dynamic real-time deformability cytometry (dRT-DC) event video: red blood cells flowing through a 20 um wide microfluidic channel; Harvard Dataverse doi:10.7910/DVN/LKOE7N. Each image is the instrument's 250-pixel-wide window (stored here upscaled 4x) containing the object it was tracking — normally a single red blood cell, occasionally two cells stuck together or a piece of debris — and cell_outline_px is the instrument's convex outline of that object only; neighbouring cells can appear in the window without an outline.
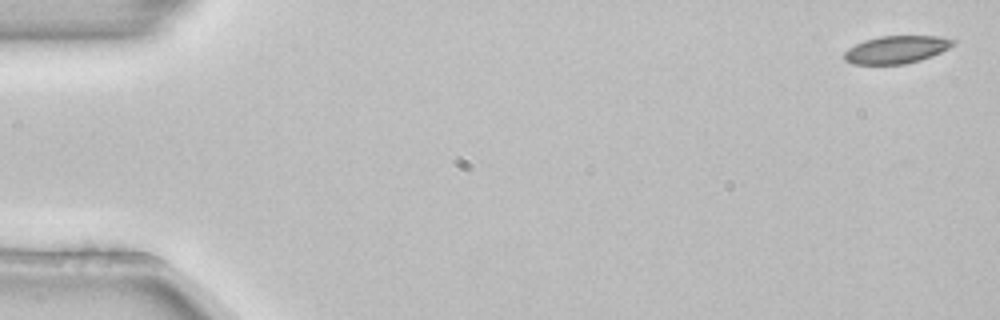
{"species": "common noctule bat (a hibernating species)", "species_latin": "Nyctalus noctula", "temperature_condition": "room temperature", "stored_images_in_passage": 5, "camera_frame_rate_fps": 3000, "um_per_image_px": 0.085, "animal": {"sex": "female", "body_mass_g": 22.7, "forearm_length_mm": 54.2}, "frame": {"image": 1, "passage_image": 1, "time_ms": 0.0, "image_size_px": [1000, 320], "cell_outline_px": [[956, 44], [932, 56], [920, 60], [904, 64], [852, 64], [844, 60], [844, 52], [848, 48], [864, 40], [880, 36], [940, 36], [956, 40]], "centroid_in_image_um": [76.2, 4.21], "position_along_channel_um": 8.8, "area_um2": 17.57}}
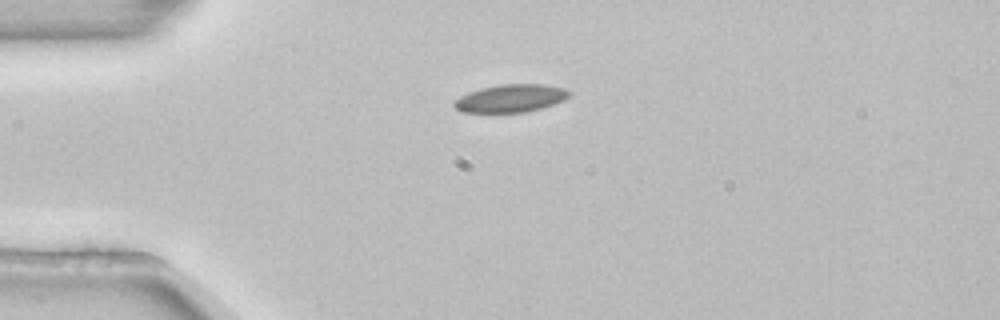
{"frame": {"image": 2, "passage_image": 3, "time_ms": 0.667, "image_size_px": [1000, 320], "cell_outline_px": [[572, 92], [564, 100], [540, 108], [524, 112], [460, 112], [452, 104], [460, 96], [468, 92], [480, 88], [500, 84], [544, 84], [564, 88]], "centroid_in_image_um": [43.39, 8.34], "position_along_channel_um": 41.6, "area_um2": 18.55}}